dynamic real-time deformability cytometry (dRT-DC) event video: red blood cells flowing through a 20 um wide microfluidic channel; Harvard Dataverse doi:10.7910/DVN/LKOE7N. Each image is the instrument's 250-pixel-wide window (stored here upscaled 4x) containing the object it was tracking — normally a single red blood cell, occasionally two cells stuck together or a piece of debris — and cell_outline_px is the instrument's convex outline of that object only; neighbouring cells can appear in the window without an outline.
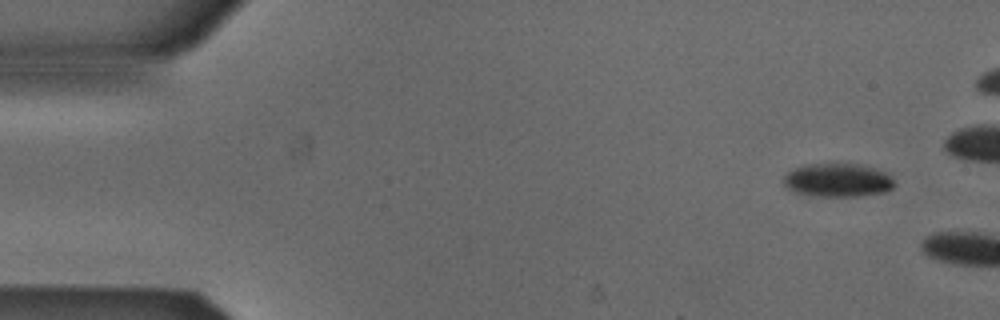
{"species": "Egyptian fruit bat (a non-hibernating species)", "species_latin": "Rousettus aegyptiacus", "temperature_condition": "cold", "stored_images_in_passage": 2, "camera_frame_rate_fps": 3000, "um_per_image_px": 0.085, "animal": {"sex": "male"}, "frame": {"image": 1, "passage_image": 1, "time_ms": 0.0, "image_size_px": [1000, 320], "cell_outline_px": [[896, 184], [892, 188], [884, 192], [856, 196], [820, 196], [792, 192], [784, 184], [784, 176], [788, 172], [804, 164], [856, 164], [888, 172]], "centroid_in_image_um": [71.22, 15.31], "position_along_channel_um": 13.8, "area_um2": 21.5}}